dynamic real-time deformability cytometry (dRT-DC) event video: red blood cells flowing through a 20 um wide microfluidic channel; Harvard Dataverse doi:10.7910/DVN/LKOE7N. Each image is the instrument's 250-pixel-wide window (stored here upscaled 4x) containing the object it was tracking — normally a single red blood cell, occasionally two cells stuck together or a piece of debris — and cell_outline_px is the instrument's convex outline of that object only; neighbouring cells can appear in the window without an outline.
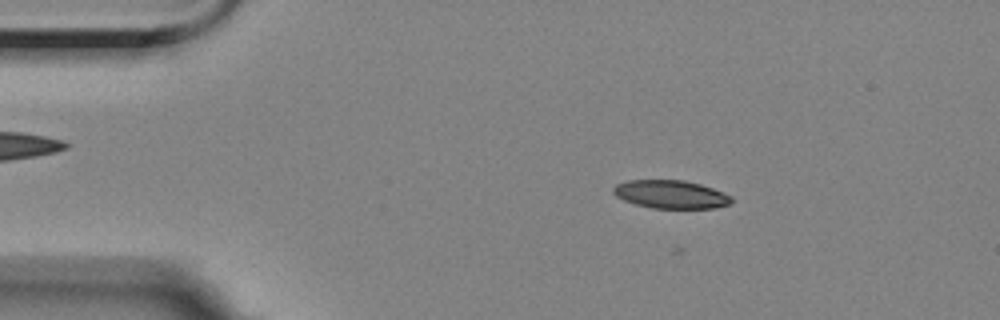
{"species": "Egyptian fruit bat (a non-hibernating species)", "species_latin": "Rousettus aegyptiacus", "temperature_condition": "room temperature", "stored_images_in_passage": 54, "camera_frame_rate_fps": 3000, "um_per_image_px": 0.085, "animal": {"sex": "female"}, "frame": {"image": 1, "passage_image": 9, "time_ms": 2.667, "image_size_px": [1000, 320], "cell_outline_px": [[732, 200], [728, 204], [716, 208], [652, 208], [636, 204], [624, 200], [616, 196], [612, 192], [612, 188], [616, 184], [628, 180], [684, 180], [700, 184], [712, 188], [732, 196]], "centroid_in_image_um": [56.99, 16.51], "position_along_channel_um": 28.0, "area_um2": 19.36}}
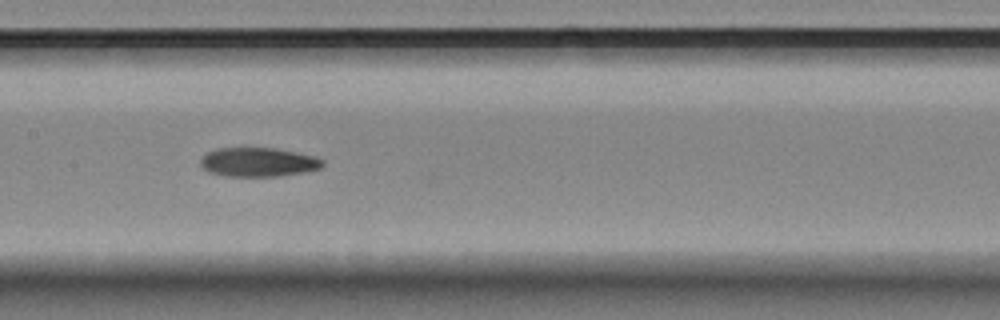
{"frame": {"image": 2, "passage_image": 27, "time_ms": 8.667, "image_size_px": [1000, 320], "cell_outline_px": [[324, 164], [320, 168], [304, 172], [280, 176], [228, 176], [208, 172], [200, 164], [200, 160], [208, 152], [220, 148], [276, 148], [316, 156], [324, 160]], "centroid_in_image_um": [21.99, 13.78], "position_along_channel_um": 185.4, "area_um2": 20.63}}
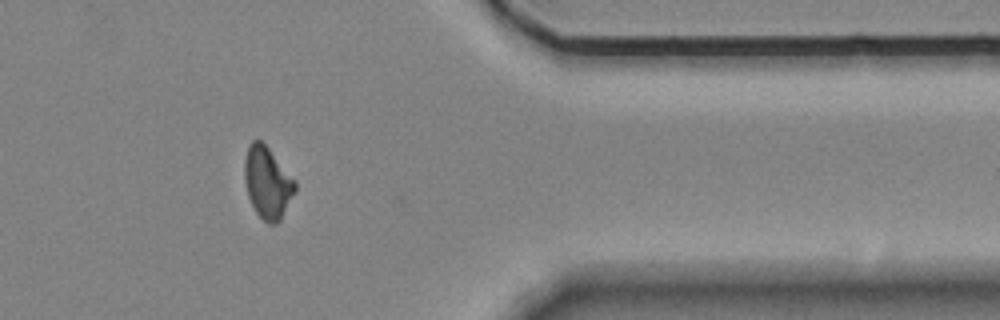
{"frame": {"image": 3, "passage_image": 46, "time_ms": 15.0, "image_size_px": [1000, 320], "cell_outline_px": [[296, 188], [280, 220], [276, 224], [268, 224], [256, 212], [248, 196], [244, 180], [244, 160], [248, 144], [252, 140], [260, 140], [268, 148], [296, 180]], "centroid_in_image_um": [22.72, 15.5], "position_along_channel_um": 388.7, "area_um2": 20.98}, "authors_computed_cell_mechanics": {"area_um2": 20.6635, "velocity_mm_per_s": 3.5066, "shape_relaxation_time_tau1_ms": null, "shape_relaxation_time_tau2_ms": 9.3302, "deformation_change_tau1": null, "deformation_change_tau2": 0.1747}}